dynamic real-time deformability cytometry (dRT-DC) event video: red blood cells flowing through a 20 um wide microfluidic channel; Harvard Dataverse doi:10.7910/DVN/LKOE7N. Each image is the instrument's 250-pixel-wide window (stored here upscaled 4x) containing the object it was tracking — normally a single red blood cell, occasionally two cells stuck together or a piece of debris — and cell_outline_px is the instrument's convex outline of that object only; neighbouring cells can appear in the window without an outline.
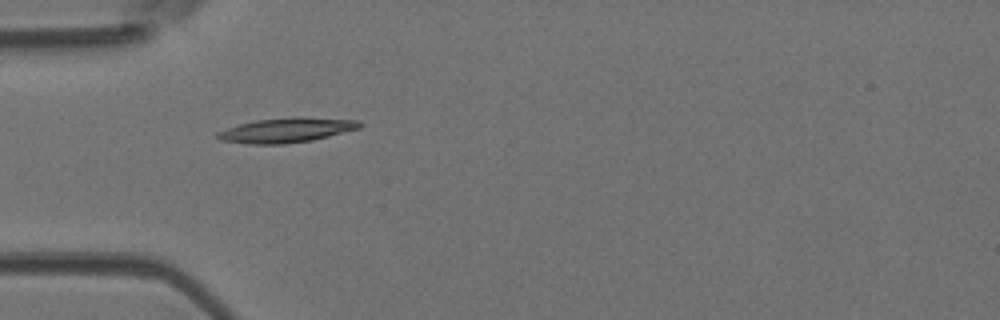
{"species": "Egyptian fruit bat (a non-hibernating species)", "species_latin": "Rousettus aegyptiacus", "temperature_condition": "room temperature", "stored_images_in_passage": 6, "camera_frame_rate_fps": 3000, "um_per_image_px": 0.085, "animal": {"sex": "female"}, "frame": {"image": 1, "passage_image": 5, "time_ms": 1.333, "image_size_px": [1000, 320], "cell_outline_px": [[364, 124], [360, 128], [312, 140], [284, 144], [248, 144], [220, 140], [216, 136], [216, 132], [240, 124], [256, 120], [292, 116], [300, 116], [360, 120]], "centroid_in_image_um": [24.38, 11.05], "position_along_channel_um": 60.6, "area_um2": 20.63}}
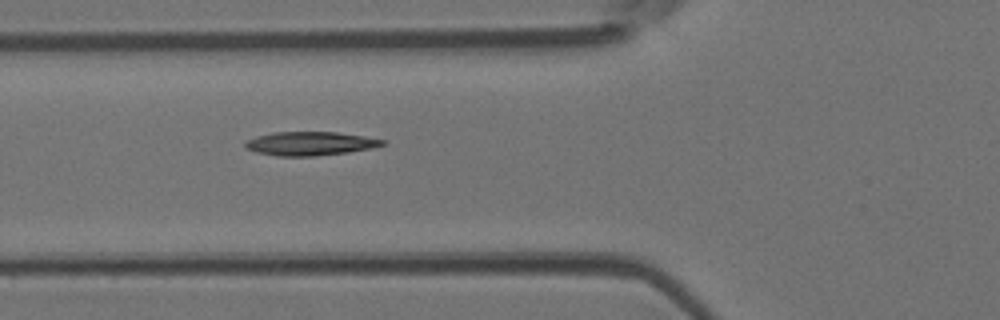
{"frame": {"image": 2, "passage_image": 6, "time_ms": 1.667, "image_size_px": [1000, 320], "cell_outline_px": [[388, 144], [372, 148], [348, 152], [312, 156], [276, 156], [256, 152], [248, 148], [244, 144], [248, 140], [256, 136], [272, 132], [336, 132], [364, 136], [384, 140]], "centroid_in_image_um": [26.38, 12.2], "position_along_channel_um": 99.4, "area_um2": 18.9}}